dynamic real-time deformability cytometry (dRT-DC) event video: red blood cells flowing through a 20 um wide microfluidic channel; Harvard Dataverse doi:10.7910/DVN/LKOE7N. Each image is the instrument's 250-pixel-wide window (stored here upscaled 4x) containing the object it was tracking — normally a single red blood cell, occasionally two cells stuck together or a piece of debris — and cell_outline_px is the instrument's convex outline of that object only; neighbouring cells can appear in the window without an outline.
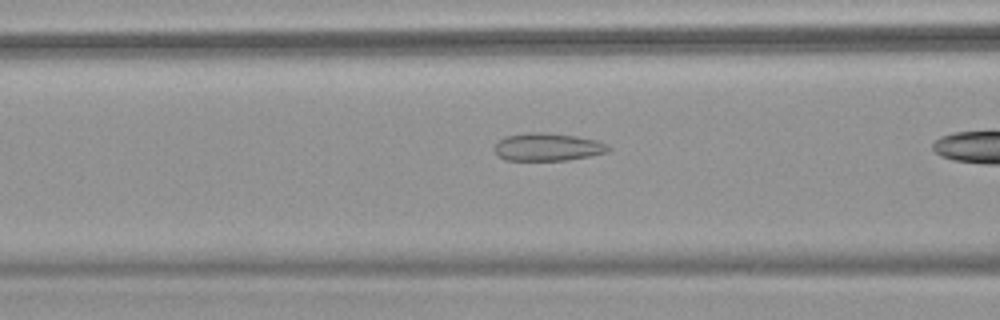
{"species": "common noctule bat (a hibernating species)", "species_latin": "Nyctalus noctula", "temperature_condition": "warm", "stored_images_in_passage": 30, "camera_frame_rate_fps": 3000, "um_per_image_px": 0.085, "animal": {"sex": "female", "body_mass_g": 18.4}, "frame": {"image": 1, "passage_image": 9, "time_ms": 2.667, "image_size_px": [1000, 320], "cell_outline_px": [[612, 148], [608, 152], [568, 160], [504, 160], [492, 148], [500, 140], [508, 136], [528, 132], [544, 132], [576, 136], [596, 140], [608, 144]], "centroid_in_image_um": [46.58, 12.49], "position_along_channel_um": 120.0, "area_um2": 18.38}}
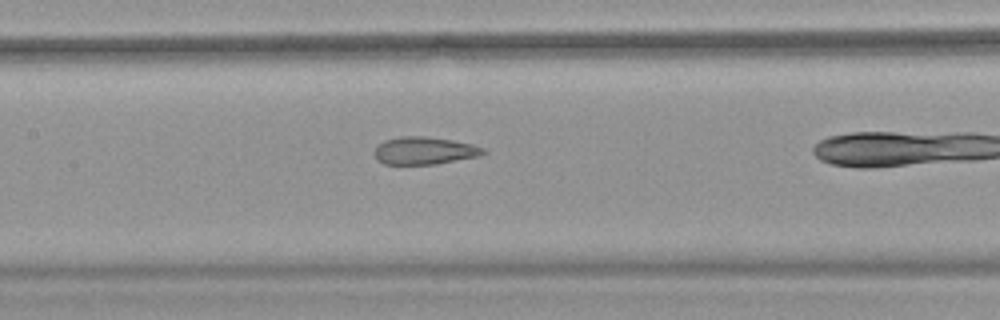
{"frame": {"image": 2, "passage_image": 13, "time_ms": 4.0, "image_size_px": [1000, 320], "cell_outline_px": [[488, 152], [480, 156], [436, 164], [384, 164], [376, 160], [376, 148], [384, 140], [400, 136], [424, 136], [452, 140], [472, 144], [484, 148]], "centroid_in_image_um": [36.11, 12.81], "position_along_channel_um": 171.3, "area_um2": 17.46}}